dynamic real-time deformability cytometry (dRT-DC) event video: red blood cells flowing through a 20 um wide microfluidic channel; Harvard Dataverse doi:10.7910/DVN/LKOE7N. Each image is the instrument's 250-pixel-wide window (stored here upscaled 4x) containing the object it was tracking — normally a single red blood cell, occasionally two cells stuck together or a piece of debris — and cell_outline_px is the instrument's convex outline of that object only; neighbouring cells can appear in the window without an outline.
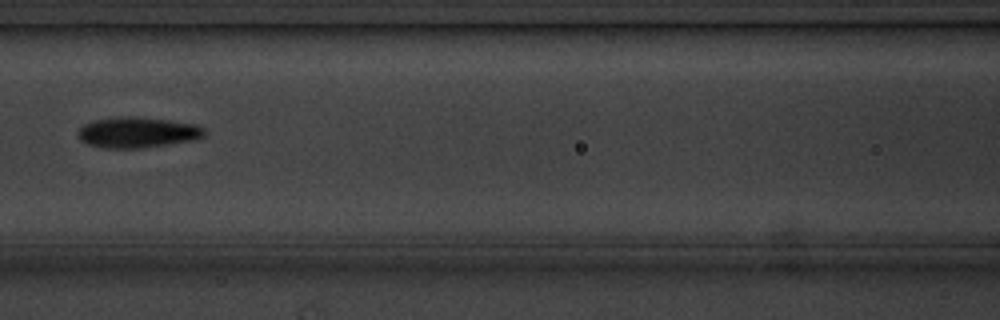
{"species": "common noctule bat (a hibernating species)", "species_latin": "Nyctalus noctula", "temperature_condition": "cold", "stored_images_in_passage": 8, "camera_frame_rate_fps": 3000, "um_per_image_px": 0.085, "animal": {"sex": "male", "body_mass_g": 20.1, "forearm_length_mm": 53.5}, "frame": {"image": 1, "passage_image": 5, "time_ms": 5.0, "image_size_px": [1000, 320], "cell_outline_px": [[204, 136], [192, 140], [168, 144], [140, 148], [104, 148], [88, 144], [80, 140], [76, 132], [84, 124], [96, 120], [120, 116], [132, 116], [168, 120], [200, 124], [204, 128]], "centroid_in_image_um": [11.68, 11.25], "position_along_channel_um": 154.9, "area_um2": 22.6}}